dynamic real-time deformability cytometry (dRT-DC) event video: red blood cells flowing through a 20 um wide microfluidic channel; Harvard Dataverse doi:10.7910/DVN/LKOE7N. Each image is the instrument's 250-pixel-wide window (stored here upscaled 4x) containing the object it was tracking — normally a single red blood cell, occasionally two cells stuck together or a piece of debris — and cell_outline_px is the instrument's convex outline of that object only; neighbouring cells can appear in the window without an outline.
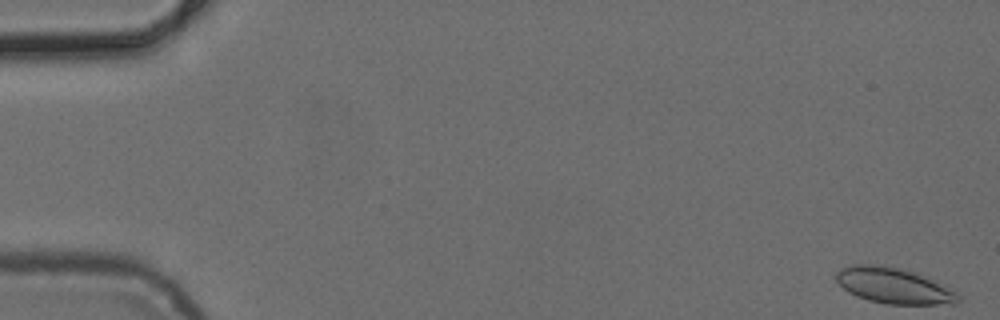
{"species": "common noctule bat (a hibernating species)", "species_latin": "Nyctalus noctula", "temperature_condition": "cold", "stored_images_in_passage": 6, "camera_frame_rate_fps": 3000, "um_per_image_px": 0.085, "animal": {"sex": "female", "body_mass_g": 24.6, "forearm_length_mm": 56.2}, "frame": {"image": 1, "passage_image": 1, "time_ms": 0.0, "image_size_px": [1000, 320], "cell_outline_px": [[960, 300], [956, 304], [888, 304], [868, 300], [856, 296], [848, 292], [836, 280], [836, 272], [840, 268], [852, 264], [868, 264], [896, 268], [912, 272], [936, 280], [956, 292], [960, 296]], "centroid_in_image_um": [75.97, 24.29], "position_along_channel_um": 9.0, "area_um2": 25.26}}
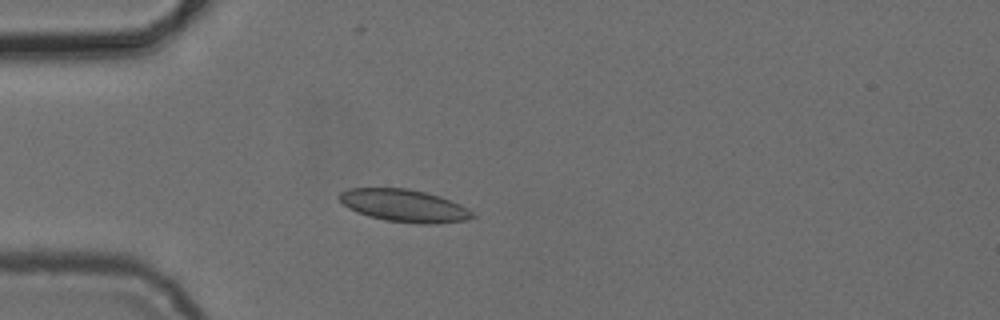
{"frame": {"image": 2, "passage_image": 5, "time_ms": 4.667, "image_size_px": [1000, 320], "cell_outline_px": [[476, 216], [468, 220], [432, 224], [420, 224], [384, 220], [368, 216], [356, 212], [348, 208], [340, 200], [340, 192], [348, 188], [408, 188], [440, 196], [460, 204], [468, 208]], "centroid_in_image_um": [34.37, 17.48], "position_along_channel_um": 50.6, "area_um2": 25.26}}